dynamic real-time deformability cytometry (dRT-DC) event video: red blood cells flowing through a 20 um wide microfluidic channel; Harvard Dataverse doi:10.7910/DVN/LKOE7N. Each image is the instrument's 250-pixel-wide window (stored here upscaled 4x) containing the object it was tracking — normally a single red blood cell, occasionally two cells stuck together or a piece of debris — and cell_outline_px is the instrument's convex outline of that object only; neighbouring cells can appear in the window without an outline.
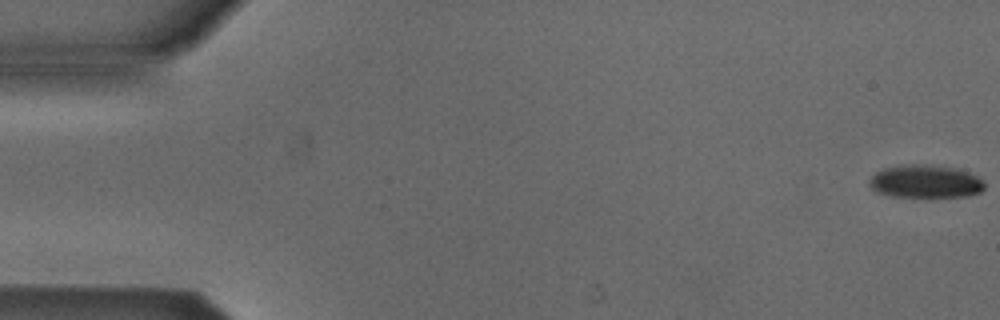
{"species": "Egyptian fruit bat (a non-hibernating species)", "species_latin": "Rousettus aegyptiacus", "temperature_condition": "cold", "stored_images_in_passage": 7, "camera_frame_rate_fps": 3000, "um_per_image_px": 0.085, "animal": {"sex": "male"}, "frame": {"image": 1, "passage_image": 1, "time_ms": 0.0, "image_size_px": [1000, 320], "cell_outline_px": [[984, 188], [980, 192], [968, 196], [928, 200], [892, 196], [876, 192], [868, 184], [868, 180], [876, 172], [884, 168], [904, 164], [932, 164], [952, 168], [968, 172], [976, 176], [984, 184]], "centroid_in_image_um": [78.63, 15.48], "position_along_channel_um": 6.4, "area_um2": 23.06}}
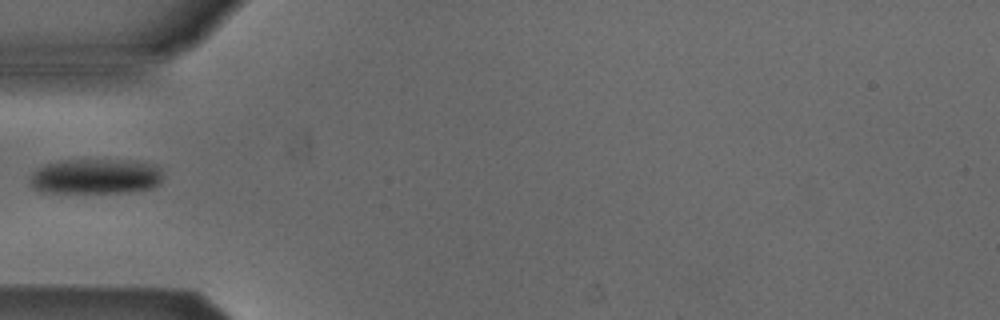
{"frame": {"image": 2, "passage_image": 5, "time_ms": 1.333, "image_size_px": [1000, 320], "cell_outline_px": [[160, 184], [152, 188], [128, 192], [40, 192], [32, 188], [28, 180], [44, 164], [64, 160], [132, 160], [156, 164], [160, 168]], "centroid_in_image_um": [8.14, 14.99], "position_along_channel_um": 76.9, "area_um2": 27.28}}
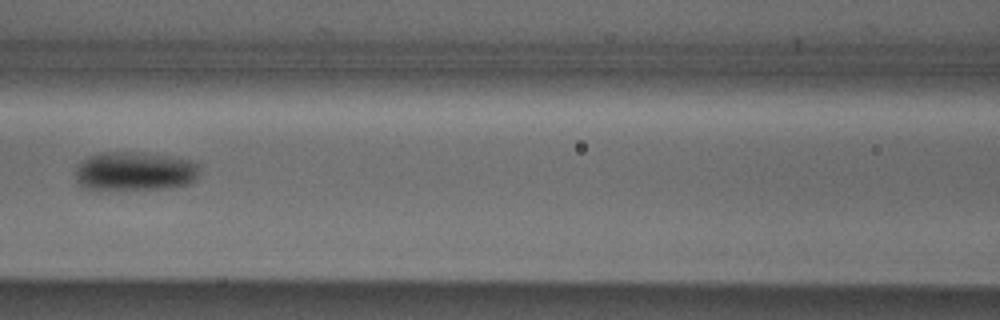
{"frame": {"image": 3, "passage_image": 7, "time_ms": 2.0, "image_size_px": [1000, 320], "cell_outline_px": [[200, 172], [196, 180], [188, 184], [176, 188], [100, 192], [80, 188], [76, 184], [76, 168], [88, 156], [100, 152], [140, 152], [168, 156], [192, 160], [200, 164]], "centroid_in_image_um": [11.44, 14.61], "position_along_channel_um": 155.2, "area_um2": 29.65}}